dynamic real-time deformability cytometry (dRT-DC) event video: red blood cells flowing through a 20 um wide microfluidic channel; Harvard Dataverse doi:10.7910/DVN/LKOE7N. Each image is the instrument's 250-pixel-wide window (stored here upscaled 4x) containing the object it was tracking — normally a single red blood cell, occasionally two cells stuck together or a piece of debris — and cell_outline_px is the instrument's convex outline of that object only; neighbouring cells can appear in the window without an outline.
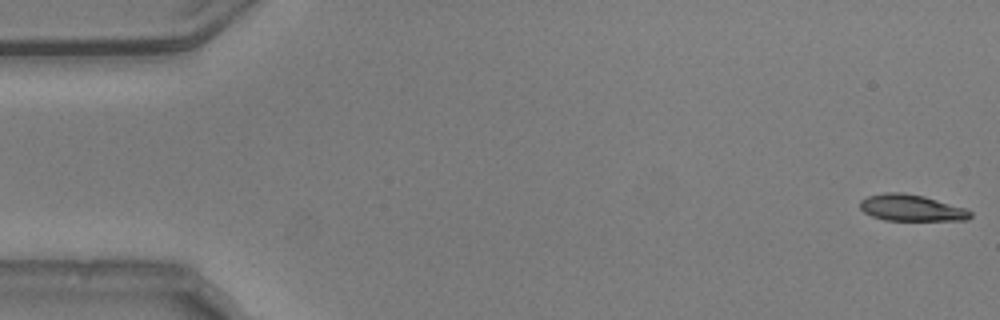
{"species": "common noctule bat (a hibernating species)", "species_latin": "Nyctalus noctula", "temperature_condition": "warm", "stored_images_in_passage": 54, "camera_frame_rate_fps": 3000, "um_per_image_px": 0.085, "animal": {"sex": "male", "body_mass_g": 20.5, "forearm_length_mm": 52.5}, "frame": {"image": 1, "passage_image": 1, "time_ms": 0.0, "image_size_px": [1000, 320], "cell_outline_px": [[972, 216], [968, 220], [884, 220], [872, 216], [864, 212], [860, 208], [860, 200], [868, 196], [884, 192], [900, 192], [924, 196], [968, 208], [972, 212]], "centroid_in_image_um": [77.5, 17.66], "position_along_channel_um": 7.5, "area_um2": 17.17}}
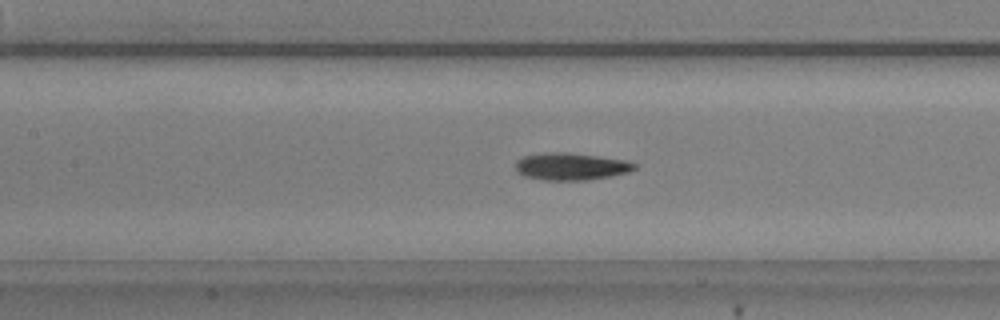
{"frame": {"image": 2, "passage_image": 24, "time_ms": 7.667, "image_size_px": [1000, 320], "cell_outline_px": [[636, 168], [628, 172], [588, 180], [544, 180], [524, 176], [516, 172], [516, 160], [520, 156], [544, 152], [564, 152], [596, 156], [624, 160], [636, 164]], "centroid_in_image_um": [48.45, 14.14], "position_along_channel_um": 158.9, "area_um2": 18.84}}
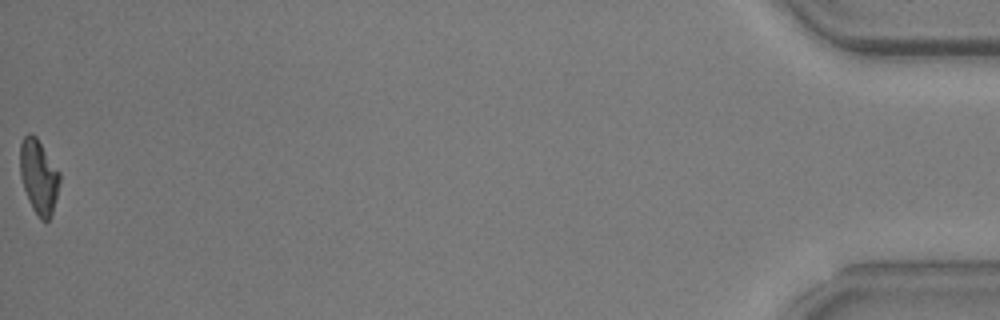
{"frame": {"image": 3, "passage_image": 54, "time_ms": 17.667, "image_size_px": [1000, 320], "cell_outline_px": [[60, 180], [52, 216], [48, 220], [40, 220], [32, 208], [28, 200], [20, 176], [20, 144], [24, 136], [28, 132], [32, 132], [36, 136], [60, 172]], "centroid_in_image_um": [3.29, 15.0], "position_along_channel_um": 431.9, "area_um2": 17.28}, "authors_computed_cell_mechanics": {"area_um2": 18.0336, "velocity_mm_per_s": 3.7584, "shape_relaxation_time_tau1_ms": 3.6974, "shape_relaxation_time_tau2_ms": 5.6991, "deformation_change_tau1": 0.1623, "deformation_change_tau2": 0.139}}